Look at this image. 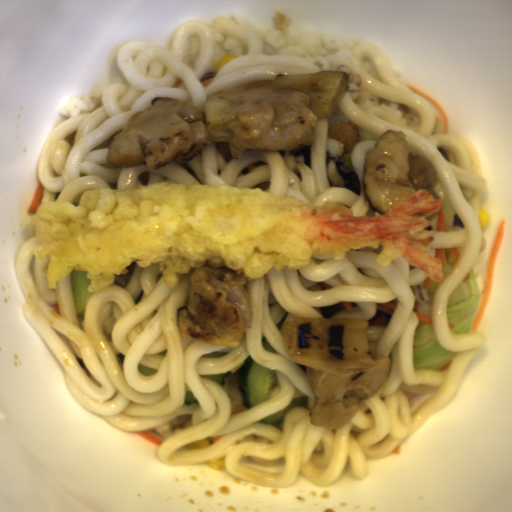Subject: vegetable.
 I'll return each mask as SVG.
<instances>
[{
	"mask_svg": "<svg viewBox=\"0 0 512 512\" xmlns=\"http://www.w3.org/2000/svg\"><path fill=\"white\" fill-rule=\"evenodd\" d=\"M369 320L298 317L282 321L286 354L296 363L327 373L378 364L369 349Z\"/></svg>",
	"mask_w": 512,
	"mask_h": 512,
	"instance_id": "1",
	"label": "vegetable"
},
{
	"mask_svg": "<svg viewBox=\"0 0 512 512\" xmlns=\"http://www.w3.org/2000/svg\"><path fill=\"white\" fill-rule=\"evenodd\" d=\"M481 305L478 281L474 267L447 299L445 306L447 325L455 334H467Z\"/></svg>",
	"mask_w": 512,
	"mask_h": 512,
	"instance_id": "2",
	"label": "vegetable"
},
{
	"mask_svg": "<svg viewBox=\"0 0 512 512\" xmlns=\"http://www.w3.org/2000/svg\"><path fill=\"white\" fill-rule=\"evenodd\" d=\"M456 352L448 351L436 339L432 325L419 324L413 339V368L442 371L449 367Z\"/></svg>",
	"mask_w": 512,
	"mask_h": 512,
	"instance_id": "3",
	"label": "vegetable"
},
{
	"mask_svg": "<svg viewBox=\"0 0 512 512\" xmlns=\"http://www.w3.org/2000/svg\"><path fill=\"white\" fill-rule=\"evenodd\" d=\"M71 292L76 314H82L93 293H87V277L82 272H70Z\"/></svg>",
	"mask_w": 512,
	"mask_h": 512,
	"instance_id": "4",
	"label": "vegetable"
}]
</instances>
